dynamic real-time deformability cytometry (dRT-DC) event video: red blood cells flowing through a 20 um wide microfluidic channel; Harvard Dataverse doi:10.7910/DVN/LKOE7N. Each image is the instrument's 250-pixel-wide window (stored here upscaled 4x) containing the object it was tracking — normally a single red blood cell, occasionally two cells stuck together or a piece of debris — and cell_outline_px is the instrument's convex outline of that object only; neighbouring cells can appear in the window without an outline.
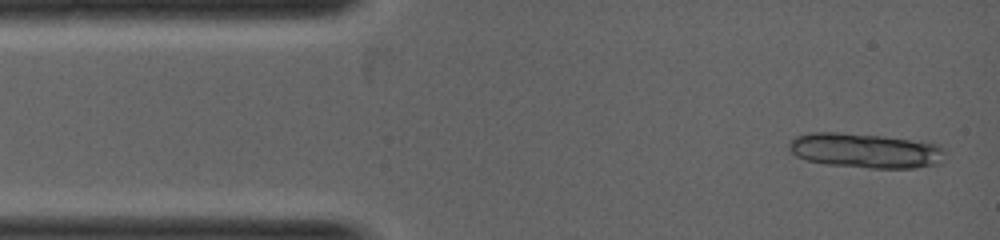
{"species": "common noctule bat (a hibernating species)", "species_latin": "Nyctalus noctula", "temperature_condition": "warm", "stored_images_in_passage": 4, "camera_frame_rate_fps": 5000, "um_per_image_px": 0.085, "animal": {"sex": "female", "body_mass_g": 19.0, "forearm_length_mm": 53.3}, "frame": {"image": 1, "passage_image": 1, "time_ms": 0.0, "image_size_px": [1000, 240], "cell_outline_px": [[944, 160], [940, 164], [912, 168], [868, 168], [828, 164], [808, 160], [796, 156], [788, 148], [788, 144], [796, 136], [808, 132], [840, 132], [928, 140], [944, 148]], "centroid_in_image_um": [73.63, 12.78], "position_along_channel_um": 11.4, "area_um2": 32.19}}